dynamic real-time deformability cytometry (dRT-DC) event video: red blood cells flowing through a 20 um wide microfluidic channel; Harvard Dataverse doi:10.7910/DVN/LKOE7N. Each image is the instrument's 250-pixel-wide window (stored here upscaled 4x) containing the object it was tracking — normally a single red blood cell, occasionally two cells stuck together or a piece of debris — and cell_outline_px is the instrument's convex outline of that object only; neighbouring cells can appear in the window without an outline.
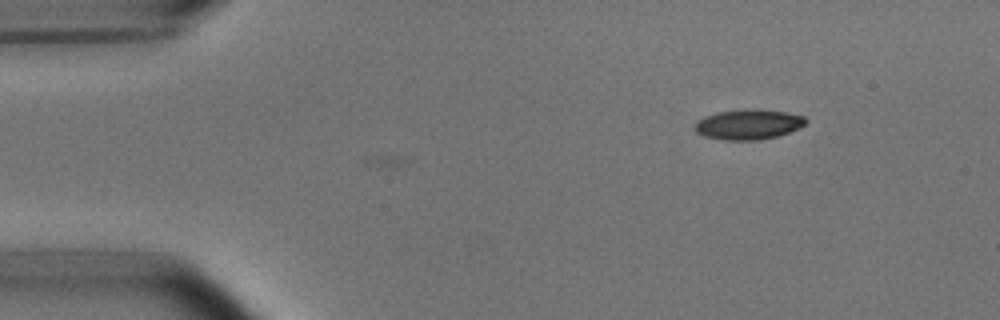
{"species": "common noctule bat (a hibernating species)", "species_latin": "Nyctalus noctula", "temperature_condition": "room temperature", "stored_images_in_passage": 3, "camera_frame_rate_fps": 3000, "um_per_image_px": 0.085, "animal": {"sex": "male", "body_mass_g": 15.6}, "frame": {"image": 1, "passage_image": 1, "time_ms": 0.0, "image_size_px": [1000, 320], "cell_outline_px": [[808, 120], [804, 124], [788, 132], [776, 136], [760, 140], [724, 140], [704, 136], [696, 132], [696, 120], [704, 116], [716, 112], [752, 108], [756, 108], [784, 112], [804, 116]], "centroid_in_image_um": [63.58, 10.56], "position_along_channel_um": 21.4, "area_um2": 19.42}}